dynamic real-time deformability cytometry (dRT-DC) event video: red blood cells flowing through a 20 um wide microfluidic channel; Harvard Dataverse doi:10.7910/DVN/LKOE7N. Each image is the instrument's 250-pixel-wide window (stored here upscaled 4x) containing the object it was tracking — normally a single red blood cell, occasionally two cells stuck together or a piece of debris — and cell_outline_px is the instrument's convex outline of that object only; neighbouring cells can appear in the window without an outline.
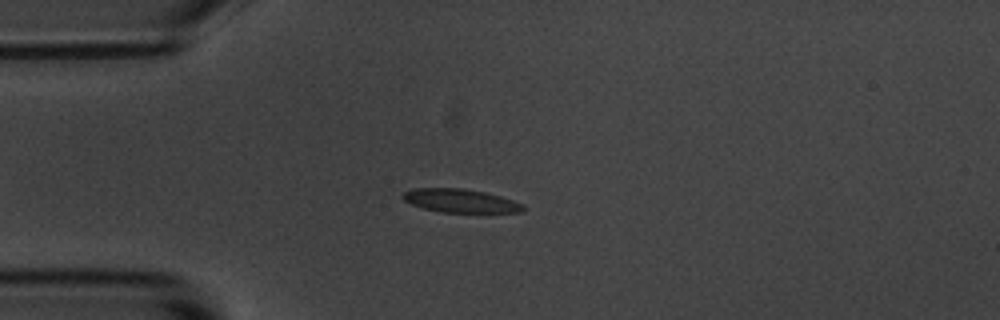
{"species": "common noctule bat (a hibernating species)", "species_latin": "Nyctalus noctula", "temperature_condition": "room temperature", "stored_images_in_passage": 6, "camera_frame_rate_fps": 3000, "um_per_image_px": 0.085, "animal": {"sex": "male", "body_mass_g": 20.1, "forearm_length_mm": 53.5}, "frame": {"image": 1, "passage_image": 4, "time_ms": 3.667, "image_size_px": [1000, 320], "cell_outline_px": [[524, 208], [520, 212], [440, 212], [424, 208], [412, 204], [404, 200], [400, 196], [404, 192], [412, 188], [460, 188], [484, 192], [500, 196], [524, 204]], "centroid_in_image_um": [39.1, 17.06], "position_along_channel_um": 45.9, "area_um2": 16.3}}